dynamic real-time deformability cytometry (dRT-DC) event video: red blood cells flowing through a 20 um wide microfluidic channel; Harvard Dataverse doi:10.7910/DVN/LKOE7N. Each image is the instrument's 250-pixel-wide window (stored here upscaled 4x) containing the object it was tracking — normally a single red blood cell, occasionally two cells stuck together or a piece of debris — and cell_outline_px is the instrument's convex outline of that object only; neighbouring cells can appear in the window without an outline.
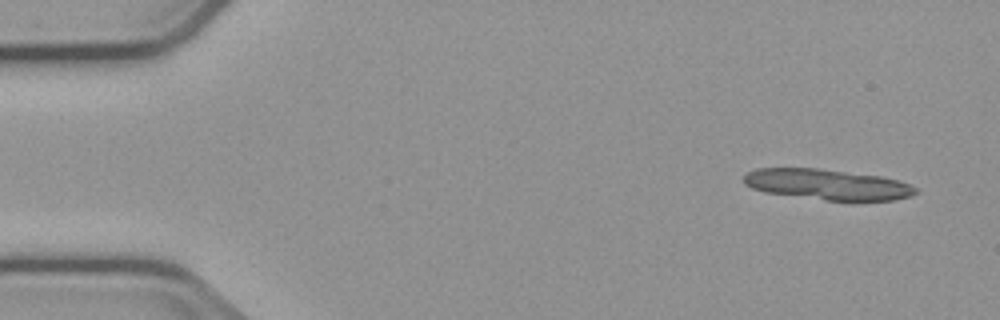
{"species": "common noctule bat (a hibernating species)", "species_latin": "Nyctalus noctula", "temperature_condition": "cold", "stored_images_in_passage": 4, "camera_frame_rate_fps": 3000, "um_per_image_px": 0.085, "animal": {"sex": "male", "body_mass_g": 23.1, "forearm_length_mm": 52.7}, "frame": {"image": 1, "passage_image": 1, "time_ms": 0.0, "image_size_px": [1000, 320], "cell_outline_px": [[916, 192], [912, 196], [892, 200], [824, 200], [764, 192], [752, 188], [744, 184], [744, 176], [748, 172], [756, 168], [820, 168], [880, 176], [896, 180], [908, 184], [916, 188]], "centroid_in_image_um": [70.28, 15.67], "position_along_channel_um": 14.7, "area_um2": 30.46}}